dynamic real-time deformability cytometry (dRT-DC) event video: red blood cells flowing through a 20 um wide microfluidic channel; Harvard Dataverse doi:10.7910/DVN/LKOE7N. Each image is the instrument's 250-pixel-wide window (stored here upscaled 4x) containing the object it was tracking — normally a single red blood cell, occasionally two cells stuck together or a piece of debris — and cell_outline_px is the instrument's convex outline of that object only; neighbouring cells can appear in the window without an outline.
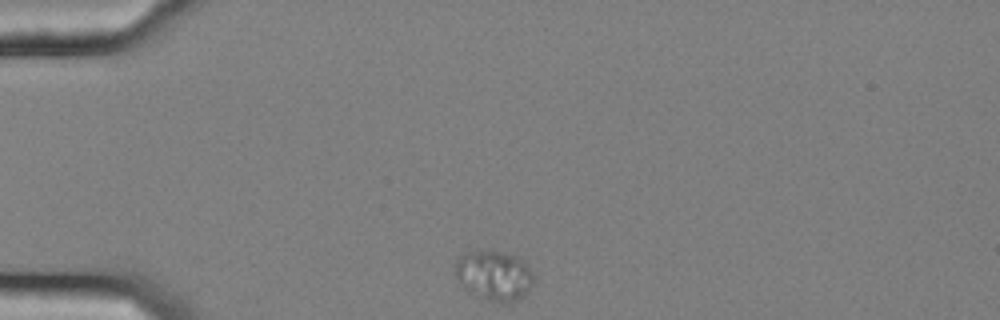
{"species": "common noctule bat (a hibernating species)", "species_latin": "Nyctalus noctula", "temperature_condition": "cold", "stored_images_in_passage": 45, "camera_frame_rate_fps": 3000, "um_per_image_px": 0.085, "animal": {"sex": "female", "body_mass_g": 25.1}, "frame": {"image": 1, "passage_image": 1, "time_ms": 0.0, "image_size_px": [1000, 320], "cell_outline_px": [[532, 284], [528, 292], [520, 300], [504, 304], [488, 300], [468, 292], [464, 288], [456, 276], [456, 264], [460, 256], [472, 252], [500, 252], [516, 256], [524, 260], [532, 276]], "centroid_in_image_um": [42.02, 23.47], "position_along_channel_um": 43.0, "area_um2": 22.43}}
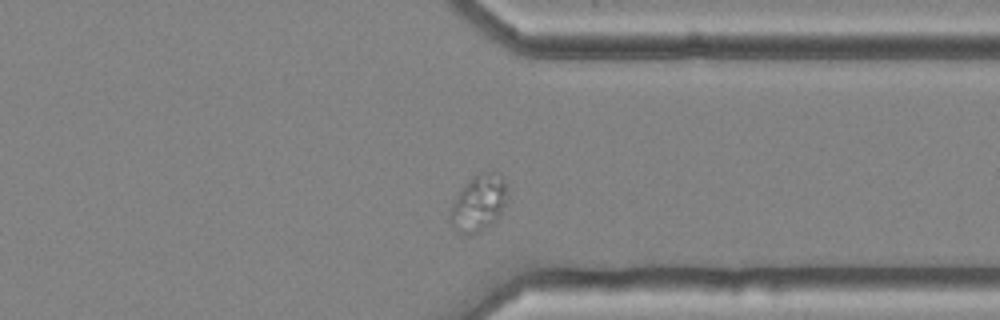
{"frame": {"image": 2, "passage_image": 32, "time_ms": 10.333, "image_size_px": [1000, 320], "cell_outline_px": [[508, 196], [500, 212], [488, 224], [476, 232], [460, 232], [448, 220], [448, 216], [452, 204], [456, 196], [472, 176], [484, 172], [500, 172], [508, 188]], "centroid_in_image_um": [40.69, 17.17], "position_along_channel_um": 370.7, "area_um2": 18.15}}
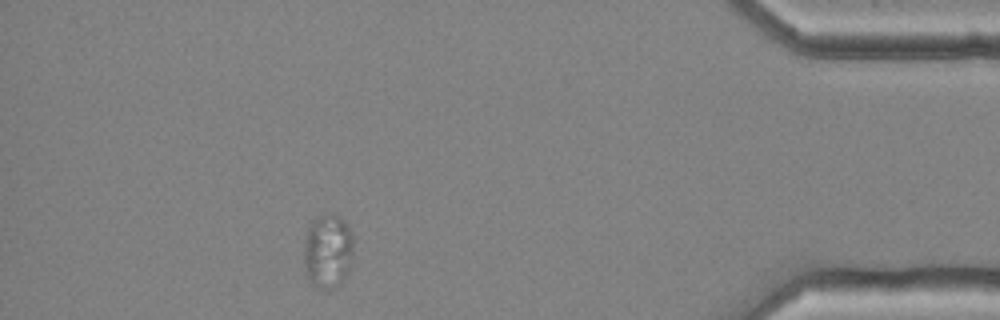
{"frame": {"image": 3, "passage_image": 39, "time_ms": 12.667, "image_size_px": [1000, 320], "cell_outline_px": [[352, 264], [344, 280], [328, 288], [316, 288], [312, 284], [308, 276], [304, 264], [304, 240], [308, 228], [312, 220], [320, 216], [340, 216], [348, 224], [352, 232]], "centroid_in_image_um": [27.87, 21.34], "position_along_channel_um": 407.3, "area_um2": 21.33}}